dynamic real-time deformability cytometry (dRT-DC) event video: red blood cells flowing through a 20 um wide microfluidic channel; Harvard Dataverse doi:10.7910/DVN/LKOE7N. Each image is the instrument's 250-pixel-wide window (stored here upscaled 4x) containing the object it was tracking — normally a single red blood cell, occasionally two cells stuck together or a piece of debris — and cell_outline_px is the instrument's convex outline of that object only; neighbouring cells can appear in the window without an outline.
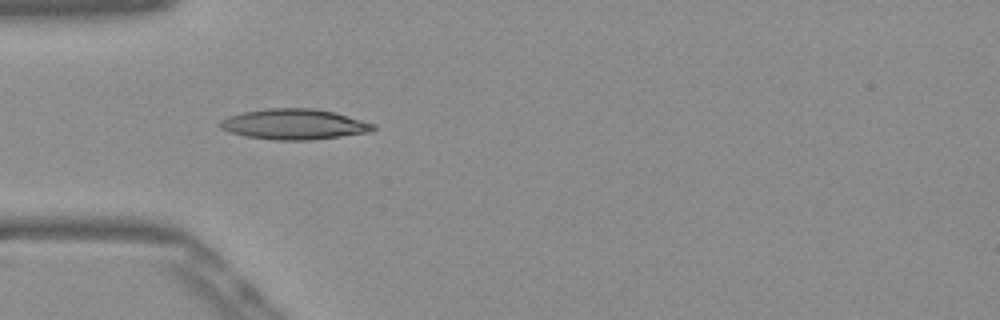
{"species": "Egyptian fruit bat (a non-hibernating species)", "species_latin": "Rousettus aegyptiacus", "temperature_condition": "warm", "stored_images_in_passage": 37, "camera_frame_rate_fps": 3000, "um_per_image_px": 0.085, "frame": {"image": 1, "passage_image": 1, "time_ms": 0.0, "image_size_px": [1000, 320], "cell_outline_px": [[376, 128], [368, 132], [312, 140], [276, 140], [248, 136], [232, 132], [220, 128], [216, 124], [220, 120], [228, 116], [244, 112], [268, 108], [312, 108], [336, 112], [376, 124]], "centroid_in_image_um": [25.01, 10.55], "position_along_channel_um": 60.0, "area_um2": 27.17}}
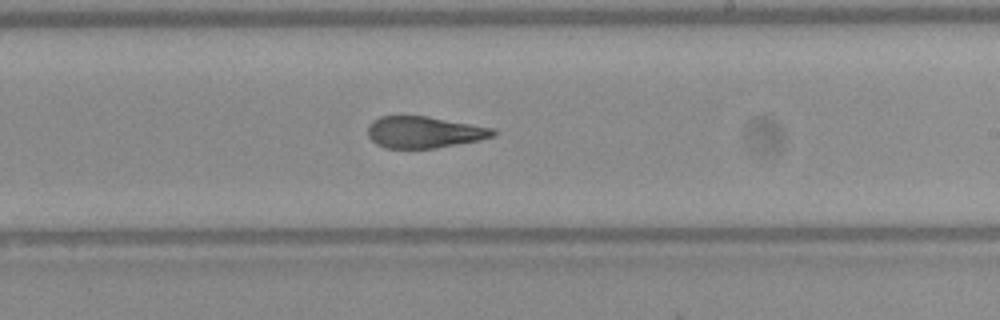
{"frame": {"image": 2, "passage_image": 16, "time_ms": 5.0, "image_size_px": [1000, 320], "cell_outline_px": [[496, 136], [480, 140], [436, 148], [388, 148], [376, 144], [368, 136], [368, 124], [372, 120], [380, 116], [428, 116], [496, 128]], "centroid_in_image_um": [36.08, 11.23], "position_along_channel_um": 252.9, "area_um2": 23.29}}
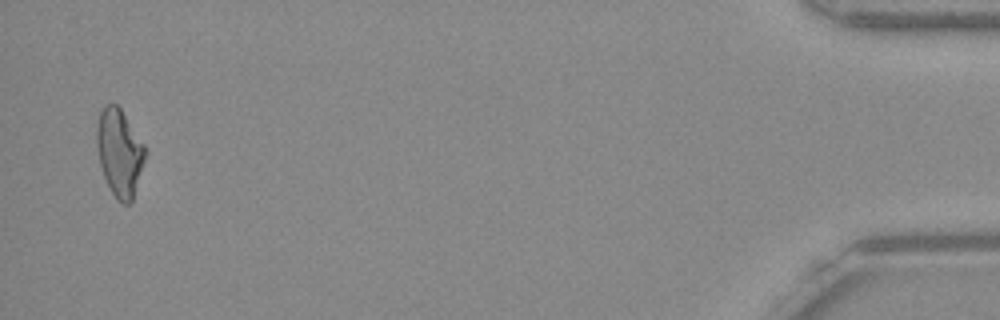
{"frame": {"image": 3, "passage_image": 36, "time_ms": 11.667, "image_size_px": [1000, 320], "cell_outline_px": [[144, 160], [132, 200], [128, 204], [124, 204], [116, 200], [104, 176], [100, 164], [96, 148], [96, 124], [100, 112], [104, 104], [116, 104], [120, 108], [144, 144]], "centroid_in_image_um": [10.12, 12.95], "position_along_channel_um": 425.1, "area_um2": 24.28}, "authors_computed_cell_mechanics": {"area_um2": 24.276, "velocity_mm_per_s": 3.8908, "shape_relaxation_time_tau1_ms": 9.8682, "shape_relaxation_time_tau2_ms": 2.2783, "deformation_change_tau1": 0.2476, "deformation_change_tau2": 0.101}}